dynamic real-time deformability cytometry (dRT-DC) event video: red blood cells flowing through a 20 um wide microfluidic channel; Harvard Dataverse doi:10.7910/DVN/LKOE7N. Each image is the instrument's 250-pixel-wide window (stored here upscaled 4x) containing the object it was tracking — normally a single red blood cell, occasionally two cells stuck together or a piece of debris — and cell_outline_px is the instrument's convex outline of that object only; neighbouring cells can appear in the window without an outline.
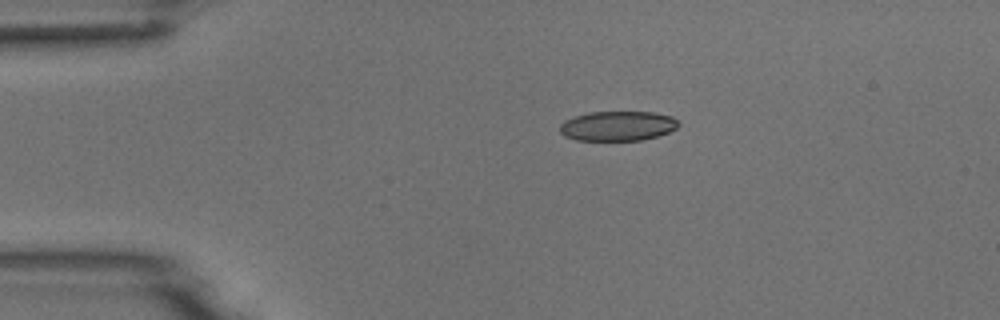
{"species": "common noctule bat (a hibernating species)", "species_latin": "Nyctalus noctula", "temperature_condition": "room temperature", "stored_images_in_passage": 3, "camera_frame_rate_fps": 3000, "um_per_image_px": 0.085, "animal": {"sex": "male", "body_mass_g": 18.8}, "frame": {"image": 1, "passage_image": 1, "time_ms": 0.0, "image_size_px": [1000, 320], "cell_outline_px": [[680, 124], [676, 128], [660, 136], [644, 140], [576, 140], [564, 136], [560, 132], [560, 124], [564, 120], [572, 116], [588, 112], [652, 112], [672, 116]], "centroid_in_image_um": [52.49, 10.7], "position_along_channel_um": 32.5, "area_um2": 20.75}}
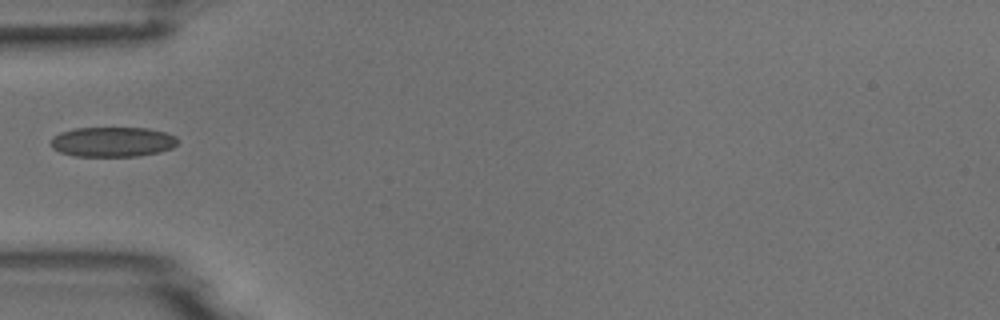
{"frame": {"image": 2, "passage_image": 3, "time_ms": 2.333, "image_size_px": [1000, 320], "cell_outline_px": [[176, 144], [172, 148], [160, 152], [136, 156], [76, 156], [60, 152], [52, 148], [52, 136], [60, 132], [76, 128], [148, 128], [164, 132], [176, 136]], "centroid_in_image_um": [9.56, 12.05], "position_along_channel_um": 75.4, "area_um2": 22.02}}